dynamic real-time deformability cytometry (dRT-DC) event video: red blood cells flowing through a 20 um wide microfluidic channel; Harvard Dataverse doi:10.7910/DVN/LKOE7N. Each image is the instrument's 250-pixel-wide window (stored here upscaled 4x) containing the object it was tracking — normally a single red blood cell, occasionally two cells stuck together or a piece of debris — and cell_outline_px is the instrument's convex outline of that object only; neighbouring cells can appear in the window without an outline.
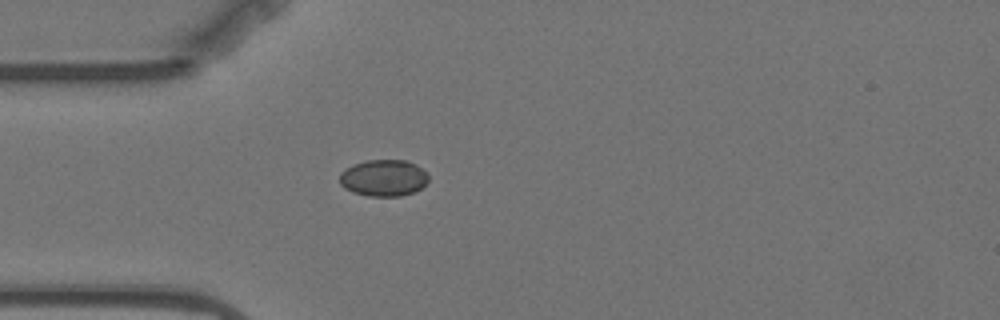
{"species": "Egyptian fruit bat (a non-hibernating species)", "species_latin": "Rousettus aegyptiacus", "temperature_condition": "warm", "stored_images_in_passage": 3, "camera_frame_rate_fps": 3000, "um_per_image_px": 0.085, "animal": {"sex": "female"}, "frame": {"image": 1, "passage_image": 3, "time_ms": 3.333, "image_size_px": [1000, 320], "cell_outline_px": [[428, 180], [420, 188], [412, 192], [400, 196], [368, 196], [352, 192], [344, 188], [340, 184], [340, 172], [344, 168], [352, 164], [364, 160], [404, 160], [416, 164], [428, 172]], "centroid_in_image_um": [32.57, 15.11], "position_along_channel_um": 52.4, "area_um2": 19.13}}